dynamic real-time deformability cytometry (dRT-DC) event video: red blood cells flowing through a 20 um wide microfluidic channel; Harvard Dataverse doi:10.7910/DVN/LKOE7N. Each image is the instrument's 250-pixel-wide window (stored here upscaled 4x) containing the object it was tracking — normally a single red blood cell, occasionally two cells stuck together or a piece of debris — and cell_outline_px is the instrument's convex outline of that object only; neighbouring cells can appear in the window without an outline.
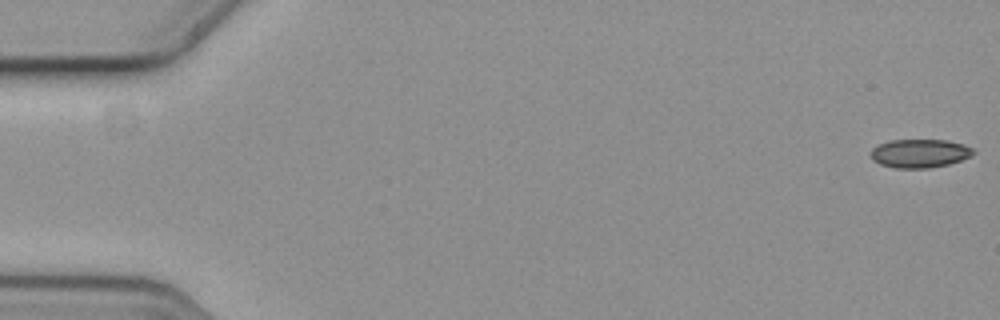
{"species": "common noctule bat (a hibernating species)", "species_latin": "Nyctalus noctula", "temperature_condition": "cold", "stored_images_in_passage": 16, "camera_frame_rate_fps": 3000, "um_per_image_px": 0.085, "animal": {"sex": "female", "body_mass_g": 19.3, "forearm_length_mm": 54.1}, "frame": {"image": 1, "passage_image": 1, "time_ms": 0.0, "image_size_px": [1000, 320], "cell_outline_px": [[976, 152], [972, 156], [948, 164], [928, 168], [896, 168], [880, 164], [872, 160], [872, 148], [888, 140], [948, 140], [964, 144], [972, 148]], "centroid_in_image_um": [78.2, 13.03], "position_along_channel_um": 6.8, "area_um2": 17.05}}
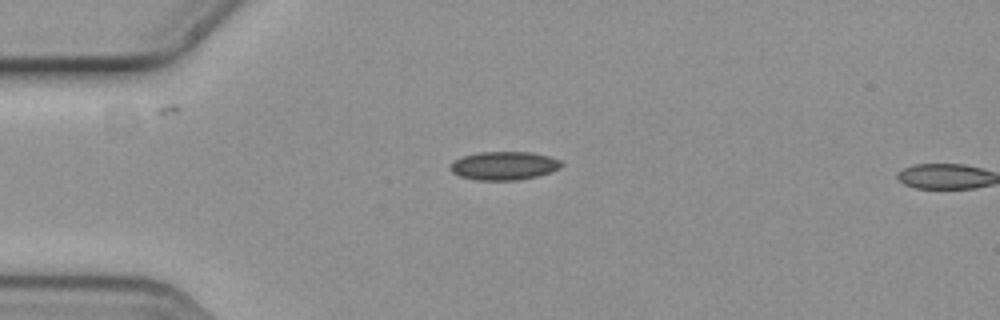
{"frame": {"image": 2, "passage_image": 15, "time_ms": 4.667, "image_size_px": [1000, 320], "cell_outline_px": [[564, 164], [560, 168], [536, 176], [516, 180], [476, 180], [460, 176], [452, 172], [448, 168], [452, 160], [460, 156], [476, 152], [532, 152], [548, 156], [560, 160]], "centroid_in_image_um": [42.78, 14.07], "position_along_channel_um": 42.2, "area_um2": 18.55}}